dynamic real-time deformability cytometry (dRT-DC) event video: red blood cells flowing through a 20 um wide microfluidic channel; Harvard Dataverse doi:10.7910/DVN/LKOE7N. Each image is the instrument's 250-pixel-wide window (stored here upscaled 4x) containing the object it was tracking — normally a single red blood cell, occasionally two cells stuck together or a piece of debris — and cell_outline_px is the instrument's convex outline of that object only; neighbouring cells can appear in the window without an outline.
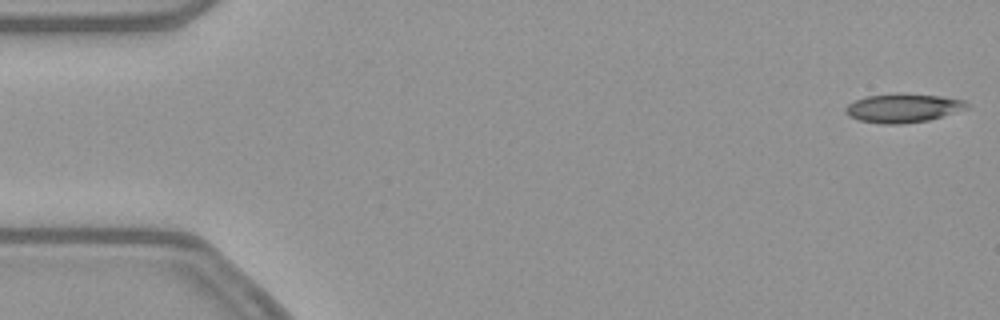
{"species": "common noctule bat (a hibernating species)", "species_latin": "Nyctalus noctula", "temperature_condition": "warm", "stored_images_in_passage": 13, "camera_frame_rate_fps": 3000, "um_per_image_px": 0.085, "animal": {"sex": "female", "body_mass_g": 21.9}, "frame": {"image": 1, "passage_image": 1, "time_ms": 0.0, "image_size_px": [1000, 320], "cell_outline_px": [[972, 104], [968, 108], [928, 120], [900, 124], [880, 124], [860, 120], [848, 116], [844, 112], [844, 108], [848, 104], [856, 100], [868, 96], [896, 92], [900, 92], [940, 96], [964, 100]], "centroid_in_image_um": [76.75, 9.17], "position_along_channel_um": 8.2, "area_um2": 20.58}}